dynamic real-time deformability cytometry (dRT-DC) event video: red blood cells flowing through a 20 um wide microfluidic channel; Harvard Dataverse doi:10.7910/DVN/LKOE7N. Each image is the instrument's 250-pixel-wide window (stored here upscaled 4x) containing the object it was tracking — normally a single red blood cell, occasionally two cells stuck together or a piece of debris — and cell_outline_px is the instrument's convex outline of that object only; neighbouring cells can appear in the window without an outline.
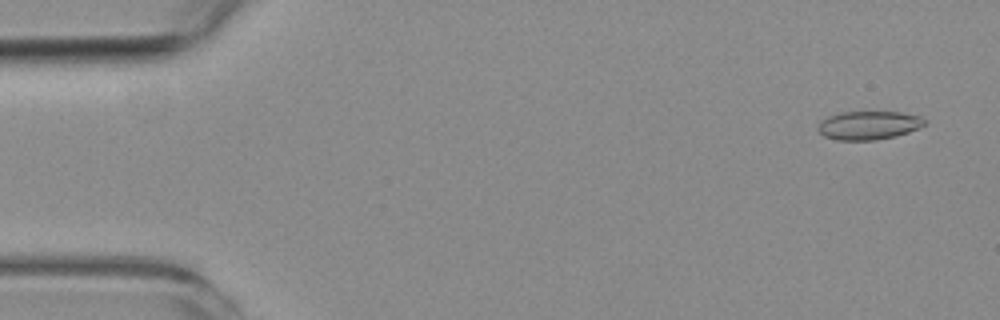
{"species": "common noctule bat (a hibernating species)", "species_latin": "Nyctalus noctula", "temperature_condition": "room temperature", "stored_images_in_passage": 4, "camera_frame_rate_fps": 3000, "um_per_image_px": 0.085, "animal": {"sex": "female", "body_mass_g": 19.3, "forearm_length_mm": 54.1}, "frame": {"image": 1, "passage_image": 1, "time_ms": 0.0, "image_size_px": [1000, 320], "cell_outline_px": [[924, 124], [908, 132], [896, 136], [876, 140], [836, 140], [824, 136], [816, 128], [820, 120], [828, 116], [844, 112], [900, 112], [920, 116], [924, 120]], "centroid_in_image_um": [73.78, 10.65], "position_along_channel_um": 11.2, "area_um2": 17.63}}